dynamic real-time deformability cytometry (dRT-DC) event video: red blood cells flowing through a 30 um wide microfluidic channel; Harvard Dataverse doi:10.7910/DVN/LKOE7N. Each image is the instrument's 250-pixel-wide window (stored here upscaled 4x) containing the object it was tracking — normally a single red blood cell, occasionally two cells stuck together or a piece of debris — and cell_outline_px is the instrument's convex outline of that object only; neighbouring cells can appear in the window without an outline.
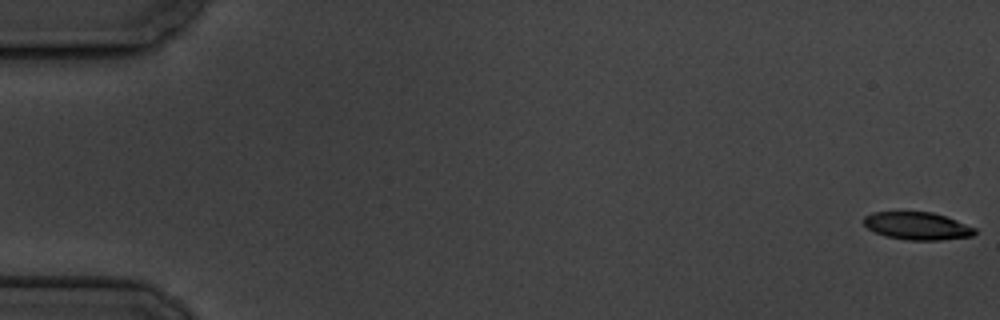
{"species": "common noctule bat (a hibernating species)", "species_latin": "Nyctalus noctula", "temperature_condition": "cold", "stored_images_in_passage": 6, "camera_frame_rate_fps": 3000, "um_per_image_px": 0.085, "animal": {"sex": "male", "body_mass_g": 19.5, "forearm_length_mm": 54.6}, "frame": {"image": 1, "passage_image": 1, "time_ms": 0.0, "image_size_px": [1000, 320], "cell_outline_px": [[976, 232], [972, 236], [940, 240], [908, 240], [888, 236], [876, 232], [868, 228], [864, 224], [864, 216], [872, 212], [932, 212], [956, 220], [976, 228]], "centroid_in_image_um": [77.98, 19.2], "position_along_channel_um": 7.0, "area_um2": 17.69}}